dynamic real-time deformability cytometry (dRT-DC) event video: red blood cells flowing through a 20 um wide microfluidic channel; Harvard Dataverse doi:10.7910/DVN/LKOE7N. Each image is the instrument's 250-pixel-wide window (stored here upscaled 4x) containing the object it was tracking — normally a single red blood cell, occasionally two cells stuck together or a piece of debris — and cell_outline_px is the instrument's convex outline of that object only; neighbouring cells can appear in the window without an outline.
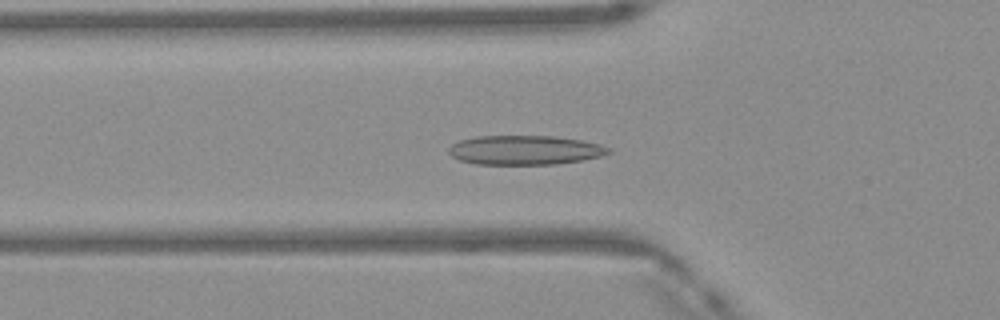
{"species": "Egyptian fruit bat (a non-hibernating species)", "species_latin": "Rousettus aegyptiacus", "temperature_condition": "warm", "stored_images_in_passage": 42, "camera_frame_rate_fps": 3000, "um_per_image_px": 0.085, "frame": {"image": 1, "passage_image": 10, "time_ms": 3.0, "image_size_px": [1000, 320], "cell_outline_px": [[612, 152], [600, 156], [580, 160], [556, 164], [476, 164], [460, 160], [452, 156], [448, 152], [448, 148], [452, 144], [460, 140], [476, 136], [556, 136], [580, 140], [600, 144], [612, 148]], "centroid_in_image_um": [44.61, 12.75], "position_along_channel_um": 81.2, "area_um2": 27.28}}
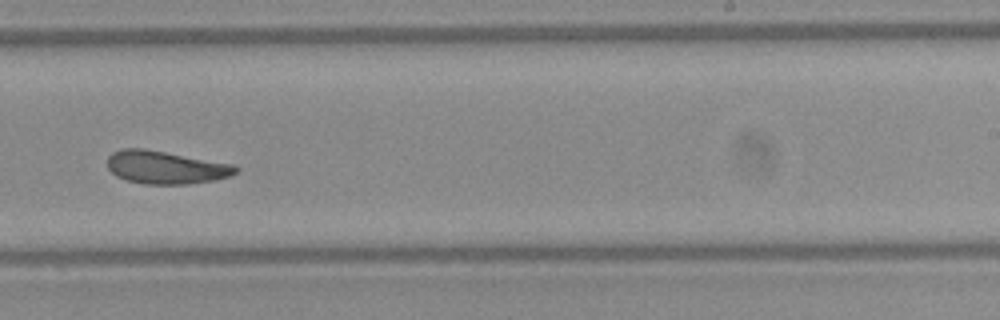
{"frame": {"image": 2, "passage_image": 24, "time_ms": 7.667, "image_size_px": [1000, 320], "cell_outline_px": [[240, 168], [232, 176], [212, 180], [188, 184], [144, 184], [128, 180], [116, 176], [108, 168], [108, 156], [112, 152], [120, 148], [144, 148], [236, 164]], "centroid_in_image_um": [14.11, 14.21], "position_along_channel_um": 274.9, "area_um2": 24.85}}
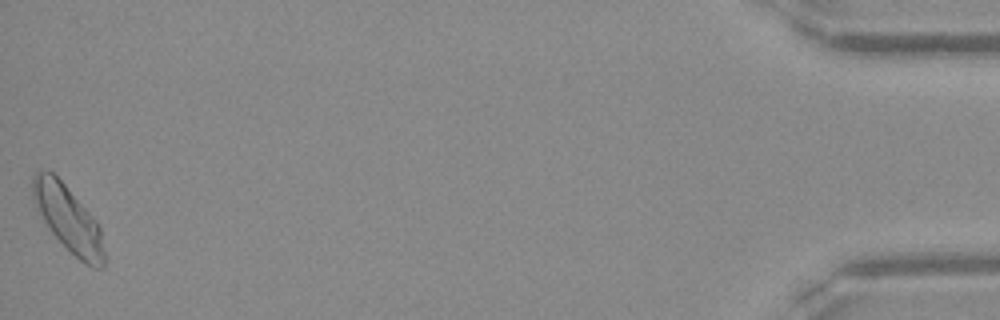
{"frame": {"image": 3, "passage_image": 42, "time_ms": 13.667, "image_size_px": [1000, 320], "cell_outline_px": [[104, 268], [92, 268], [80, 260], [52, 232], [36, 212], [32, 200], [32, 176], [36, 172], [52, 172], [64, 184], [96, 220], [100, 228], [104, 252]], "centroid_in_image_um": [5.77, 18.6], "position_along_channel_um": 429.4, "area_um2": 27.05}, "authors_computed_cell_mechanics": {"area_um2": 25.2008, "velocity_mm_per_s": 4.1401, "shape_relaxation_time_tau1_ms": 6.704, "shape_relaxation_time_tau2_ms": 2.3692, "deformation_change_tau1": 0.1533, "deformation_change_tau2": 0.0913}}